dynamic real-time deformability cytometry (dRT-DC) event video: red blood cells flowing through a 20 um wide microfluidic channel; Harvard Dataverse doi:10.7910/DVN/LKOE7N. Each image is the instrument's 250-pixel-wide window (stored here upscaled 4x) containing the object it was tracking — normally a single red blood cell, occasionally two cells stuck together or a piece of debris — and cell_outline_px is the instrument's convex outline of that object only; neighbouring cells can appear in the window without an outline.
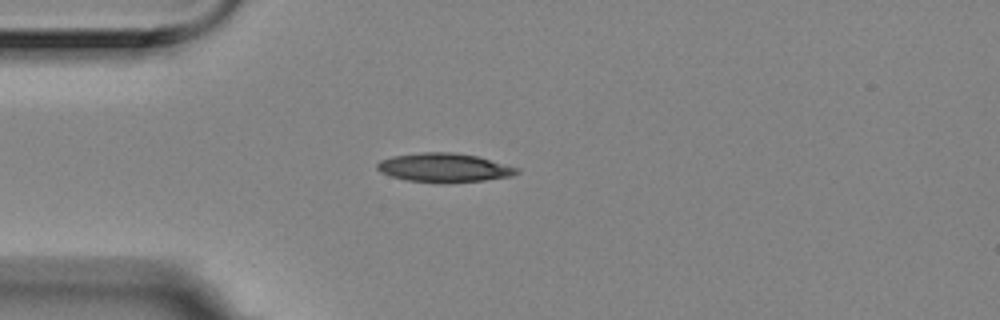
{"species": "Egyptian fruit bat (a non-hibernating species)", "species_latin": "Rousettus aegyptiacus", "temperature_condition": "room temperature", "stored_images_in_passage": 42, "camera_frame_rate_fps": 3000, "um_per_image_px": 0.085, "animal": {"sex": "female"}, "frame": {"image": 1, "passage_image": 1, "time_ms": 0.0, "image_size_px": [1000, 320], "cell_outline_px": [[520, 172], [512, 176], [484, 180], [448, 184], [440, 184], [404, 180], [380, 172], [376, 168], [376, 164], [380, 160], [392, 156], [420, 152], [452, 152], [476, 156], [520, 168]], "centroid_in_image_um": [37.73, 14.27], "position_along_channel_um": 47.3, "area_um2": 23.93}}
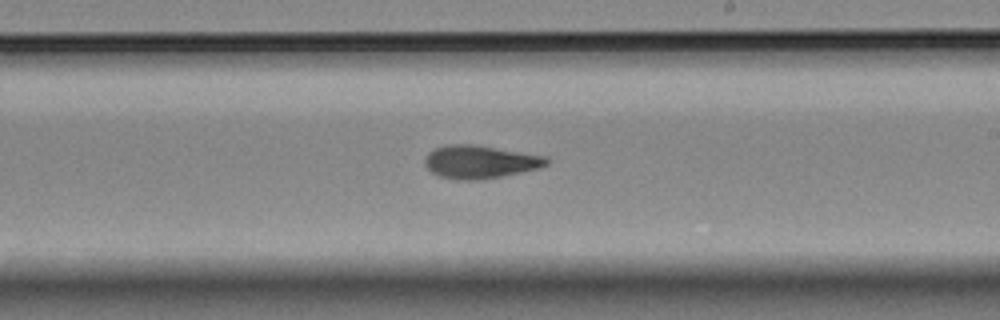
{"frame": {"image": 2, "passage_image": 19, "time_ms": 6.0, "image_size_px": [1000, 320], "cell_outline_px": [[548, 164], [540, 168], [480, 180], [460, 180], [440, 176], [432, 172], [424, 164], [424, 160], [428, 152], [432, 148], [448, 144], [476, 144], [548, 156]], "centroid_in_image_um": [40.8, 13.74], "position_along_channel_um": 248.2, "area_um2": 23.64}}
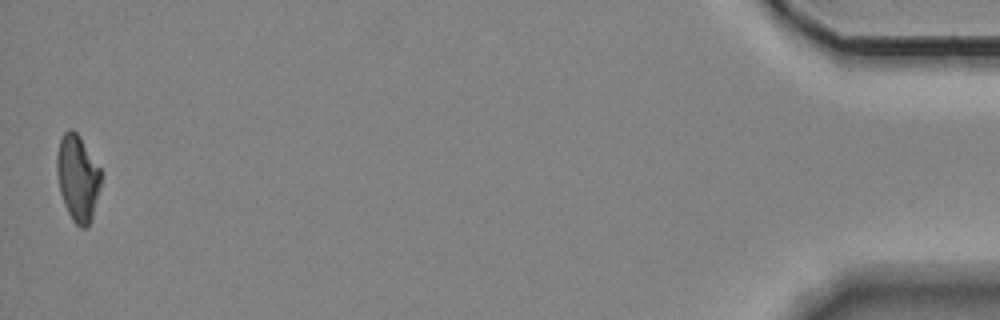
{"frame": {"image": 3, "passage_image": 42, "time_ms": 13.667, "image_size_px": [1000, 320], "cell_outline_px": [[100, 188], [92, 216], [88, 228], [80, 228], [72, 220], [64, 204], [60, 192], [56, 172], [56, 156], [60, 140], [64, 132], [68, 128], [72, 128], [80, 136], [100, 168]], "centroid_in_image_um": [6.58, 15.12], "position_along_channel_um": 428.6, "area_um2": 22.2}, "authors_computed_cell_mechanics": {"area_um2": 22.6576, "velocity_mm_per_s": 3.5476, "shape_relaxation_time_tau1_ms": 6.4839, "shape_relaxation_time_tau2_ms": 3.7197, "deformation_change_tau1": 0.1869, "deformation_change_tau2": 0.1077}}